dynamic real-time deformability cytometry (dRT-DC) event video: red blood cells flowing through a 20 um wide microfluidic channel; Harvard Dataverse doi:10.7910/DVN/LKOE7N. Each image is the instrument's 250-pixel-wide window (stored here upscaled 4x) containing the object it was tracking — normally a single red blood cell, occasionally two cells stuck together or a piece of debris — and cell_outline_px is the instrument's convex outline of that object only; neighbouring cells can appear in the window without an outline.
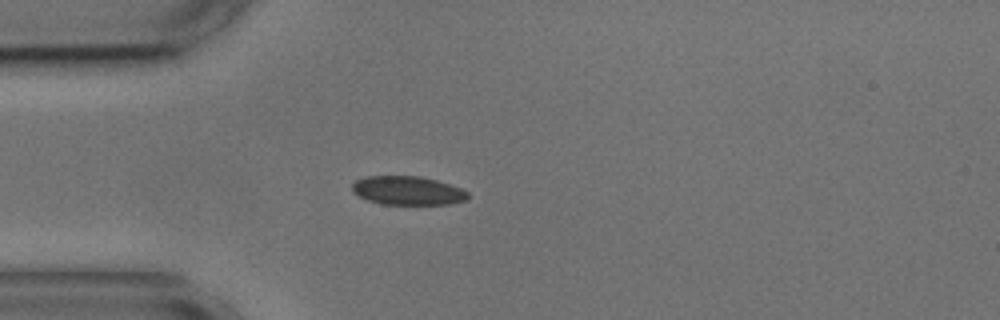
{"species": "common noctule bat (a hibernating species)", "species_latin": "Nyctalus noctula", "temperature_condition": "cold", "stored_images_in_passage": 5, "camera_frame_rate_fps": 3000, "um_per_image_px": 0.085, "animal": {"sex": "male", "body_mass_g": 17.9, "forearm_length_mm": 54.2}, "frame": {"image": 1, "passage_image": 5, "time_ms": 4.667, "image_size_px": [1000, 320], "cell_outline_px": [[468, 200], [448, 204], [380, 204], [368, 200], [352, 192], [352, 184], [356, 180], [364, 176], [420, 176], [436, 180], [460, 188], [468, 192]], "centroid_in_image_um": [34.63, 16.2], "position_along_channel_um": 50.4, "area_um2": 19.36}}